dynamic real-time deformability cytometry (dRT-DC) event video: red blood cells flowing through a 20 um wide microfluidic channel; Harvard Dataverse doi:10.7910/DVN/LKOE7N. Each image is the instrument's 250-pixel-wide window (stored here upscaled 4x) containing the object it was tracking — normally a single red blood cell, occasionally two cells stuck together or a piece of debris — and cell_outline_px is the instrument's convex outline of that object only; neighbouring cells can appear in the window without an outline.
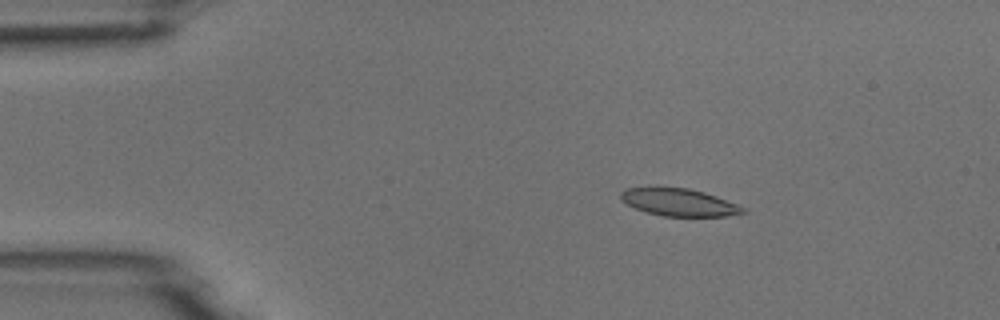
{"species": "common noctule bat (a hibernating species)", "species_latin": "Nyctalus noctula", "temperature_condition": "room temperature", "stored_images_in_passage": 4, "camera_frame_rate_fps": 3000, "um_per_image_px": 0.085, "animal": {"sex": "male", "body_mass_g": 18.8}, "frame": {"image": 1, "passage_image": 3, "time_ms": 2.333, "image_size_px": [1000, 320], "cell_outline_px": [[748, 212], [724, 216], [664, 216], [648, 212], [636, 208], [620, 200], [620, 192], [624, 188], [688, 188], [704, 192], [716, 196], [736, 204], [744, 208]], "centroid_in_image_um": [57.71, 17.2], "position_along_channel_um": 27.3, "area_um2": 19.19}}